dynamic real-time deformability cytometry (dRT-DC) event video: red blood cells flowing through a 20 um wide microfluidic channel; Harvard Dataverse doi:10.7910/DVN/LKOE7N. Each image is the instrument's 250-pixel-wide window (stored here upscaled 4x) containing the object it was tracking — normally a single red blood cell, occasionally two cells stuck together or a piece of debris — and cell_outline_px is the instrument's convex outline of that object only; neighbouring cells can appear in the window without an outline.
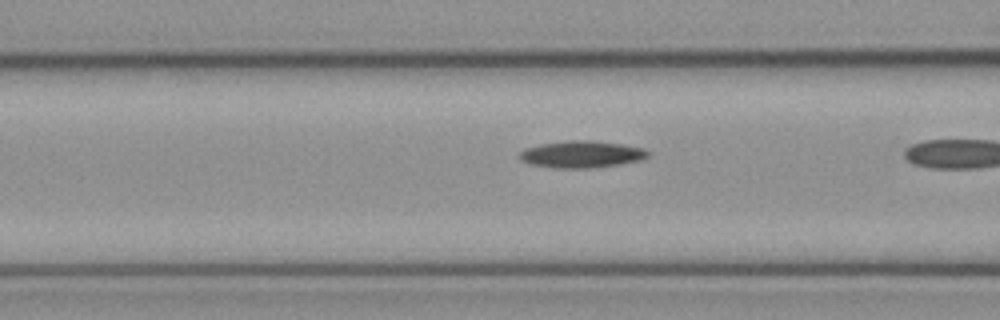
{"species": "common noctule bat (a hibernating species)", "species_latin": "Nyctalus noctula", "temperature_condition": "cold", "stored_images_in_passage": 17, "camera_frame_rate_fps": 3000, "um_per_image_px": 0.085, "animal": {"sex": "female", "body_mass_g": 21.9}, "frame": {"image": 1, "passage_image": 16, "time_ms": 5.0, "image_size_px": [1000, 320], "cell_outline_px": [[648, 156], [640, 160], [620, 164], [592, 168], [552, 168], [528, 164], [520, 160], [516, 156], [524, 148], [540, 144], [568, 140], [592, 140], [620, 144], [644, 148], [648, 152]], "centroid_in_image_um": [49.36, 13.12], "position_along_channel_um": 117.2, "area_um2": 20.35}}